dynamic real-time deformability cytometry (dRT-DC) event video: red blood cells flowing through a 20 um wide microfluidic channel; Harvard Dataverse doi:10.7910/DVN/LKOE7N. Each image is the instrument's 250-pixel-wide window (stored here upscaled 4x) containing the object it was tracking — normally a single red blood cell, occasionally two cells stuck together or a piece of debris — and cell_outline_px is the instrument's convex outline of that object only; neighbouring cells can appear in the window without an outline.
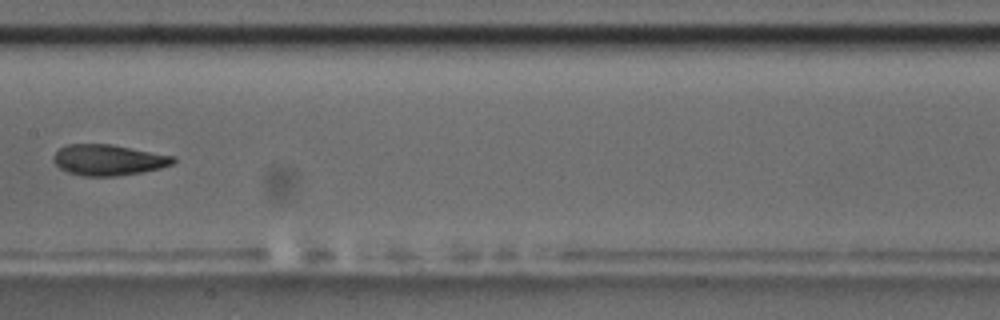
{"species": "common noctule bat (a hibernating species)", "species_latin": "Nyctalus noctula", "temperature_condition": "room temperature", "stored_images_in_passage": 9, "camera_frame_rate_fps": 3000, "um_per_image_px": 0.085, "animal": {"sex": "male", "body_mass_g": 17.5, "forearm_length_mm": 52.3}, "frame": {"image": 1, "passage_image": 9, "time_ms": 11.333, "image_size_px": [1000, 320], "cell_outline_px": [[176, 160], [172, 164], [160, 168], [140, 172], [116, 176], [80, 176], [68, 172], [60, 168], [52, 160], [52, 156], [60, 148], [68, 144], [112, 144], [176, 156]], "centroid_in_image_um": [9.21, 13.59], "position_along_channel_um": 198.2, "area_um2": 21.62}}